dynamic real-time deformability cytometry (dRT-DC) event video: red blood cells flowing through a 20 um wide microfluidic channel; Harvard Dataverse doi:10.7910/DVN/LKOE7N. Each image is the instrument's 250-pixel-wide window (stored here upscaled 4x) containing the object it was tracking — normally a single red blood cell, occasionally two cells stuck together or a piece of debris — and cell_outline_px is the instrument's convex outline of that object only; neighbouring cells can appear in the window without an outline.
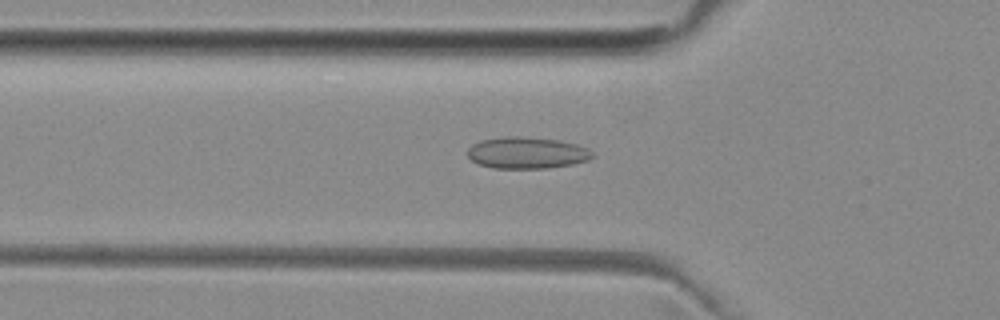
{"species": "common noctule bat (a hibernating species)", "species_latin": "Nyctalus noctula", "temperature_condition": "room temperature", "stored_images_in_passage": 34, "camera_frame_rate_fps": 3000, "um_per_image_px": 0.085, "animal": {"sex": "female", "body_mass_g": 29.2, "forearm_length_mm": 56.3}, "frame": {"image": 1, "passage_image": 2, "time_ms": 0.333, "image_size_px": [1000, 320], "cell_outline_px": [[596, 156], [588, 160], [572, 164], [548, 168], [492, 168], [480, 164], [472, 160], [468, 156], [468, 148], [472, 144], [480, 140], [508, 136], [520, 136], [560, 140], [576, 144], [588, 148]], "centroid_in_image_um": [44.8, 12.98], "position_along_channel_um": 81.0, "area_um2": 23.06}}
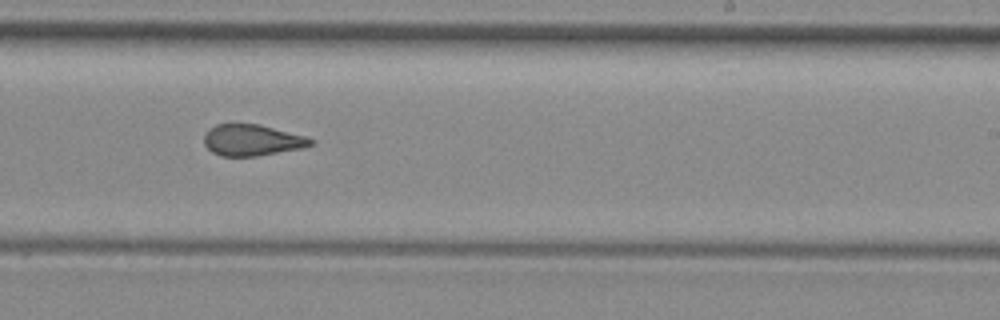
{"frame": {"image": 2, "passage_image": 16, "time_ms": 5.0, "image_size_px": [1000, 320], "cell_outline_px": [[316, 144], [300, 148], [256, 156], [220, 156], [212, 152], [204, 144], [204, 136], [208, 128], [216, 124], [260, 124], [304, 136], [316, 140]], "centroid_in_image_um": [21.41, 11.91], "position_along_channel_um": 267.6, "area_um2": 19.42}}
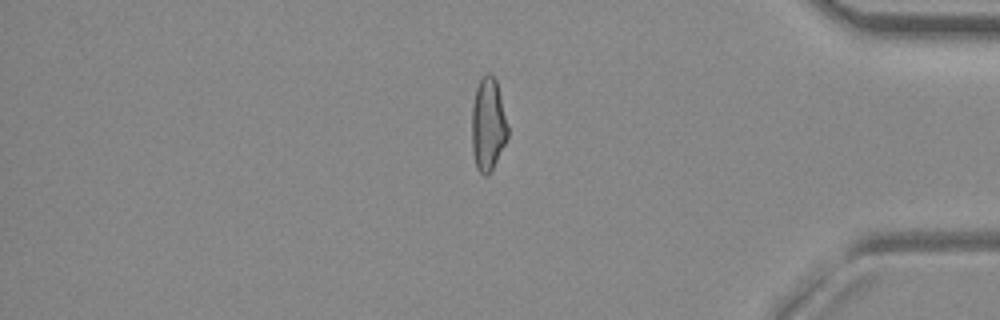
{"frame": {"image": 3, "passage_image": 28, "time_ms": 9.0, "image_size_px": [1000, 320], "cell_outline_px": [[508, 140], [488, 176], [484, 176], [476, 168], [472, 152], [472, 104], [476, 88], [480, 80], [488, 72], [496, 80], [508, 128]], "centroid_in_image_um": [41.47, 10.64], "position_along_channel_um": 393.7, "area_um2": 19.48}}